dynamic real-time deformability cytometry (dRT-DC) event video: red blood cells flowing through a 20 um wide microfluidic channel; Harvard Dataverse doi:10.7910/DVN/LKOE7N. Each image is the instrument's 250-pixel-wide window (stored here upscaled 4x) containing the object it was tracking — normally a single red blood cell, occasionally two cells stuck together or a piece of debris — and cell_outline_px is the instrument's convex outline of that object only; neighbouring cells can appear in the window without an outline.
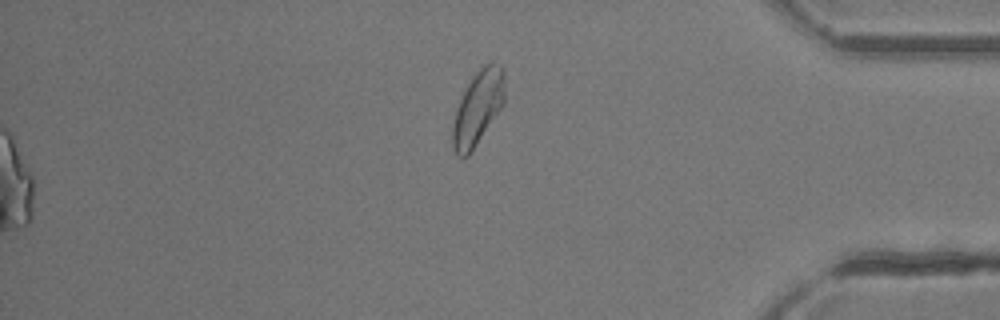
{"species": "common noctule bat (a hibernating species)", "species_latin": "Nyctalus noctula", "temperature_condition": "room temperature", "stored_images_in_passage": 30, "camera_frame_rate_fps": 3000, "um_per_image_px": 0.085, "animal": {"sex": "female"}, "frame": {"image": 1, "passage_image": 30, "time_ms": 9.667, "image_size_px": [1000, 320], "cell_outline_px": [[504, 104], [468, 156], [460, 156], [452, 148], [452, 124], [460, 100], [472, 76], [484, 64], [492, 60], [500, 64], [504, 72]], "centroid_in_image_um": [40.63, 9.12], "position_along_channel_um": 394.6, "area_um2": 22.31}}